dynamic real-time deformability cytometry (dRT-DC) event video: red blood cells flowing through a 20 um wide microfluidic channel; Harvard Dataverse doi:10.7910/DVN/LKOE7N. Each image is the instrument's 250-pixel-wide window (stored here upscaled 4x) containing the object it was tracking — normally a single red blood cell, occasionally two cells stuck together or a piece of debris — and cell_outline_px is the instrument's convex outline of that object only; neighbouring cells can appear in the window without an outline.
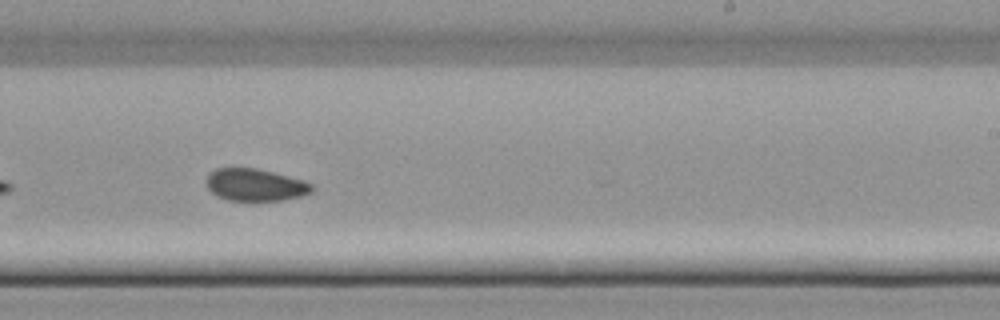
{"species": "common noctule bat (a hibernating species)", "species_latin": "Nyctalus noctula", "temperature_condition": "cold", "stored_images_in_passage": 29, "camera_frame_rate_fps": 3000, "um_per_image_px": 0.085, "animal": {"sex": "female", "body_mass_g": 22.7, "forearm_length_mm": 54.2}, "frame": {"image": 1, "passage_image": 17, "time_ms": 5.333, "image_size_px": [1000, 320], "cell_outline_px": [[316, 188], [312, 192], [300, 196], [284, 200], [228, 200], [212, 192], [208, 188], [204, 180], [208, 172], [216, 168], [256, 168], [304, 180], [312, 184]], "centroid_in_image_um": [21.69, 15.7], "position_along_channel_um": 267.3, "area_um2": 19.88}}